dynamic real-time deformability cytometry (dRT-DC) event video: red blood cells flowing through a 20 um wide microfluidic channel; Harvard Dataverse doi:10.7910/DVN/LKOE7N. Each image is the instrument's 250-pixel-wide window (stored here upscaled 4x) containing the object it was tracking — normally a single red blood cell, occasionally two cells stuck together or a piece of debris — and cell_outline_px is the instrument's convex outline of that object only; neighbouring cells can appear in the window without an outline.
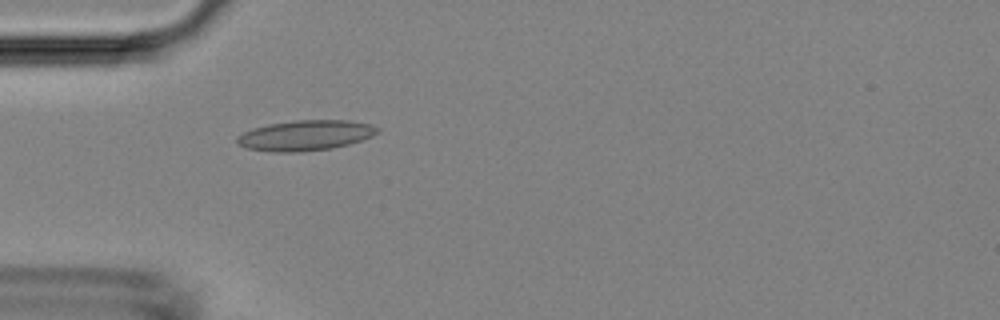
{"species": "Egyptian fruit bat (a non-hibernating species)", "species_latin": "Rousettus aegyptiacus", "temperature_condition": "room temperature", "stored_images_in_passage": 3, "camera_frame_rate_fps": 3000, "um_per_image_px": 0.085, "animal": {"sex": "female"}, "frame": {"image": 1, "passage_image": 3, "time_ms": 2.667, "image_size_px": [1000, 320], "cell_outline_px": [[380, 132], [372, 136], [348, 144], [332, 148], [304, 152], [272, 152], [244, 148], [236, 144], [236, 136], [252, 128], [268, 124], [296, 120], [348, 120], [372, 124], [380, 128]], "centroid_in_image_um": [25.94, 11.51], "position_along_channel_um": 59.1, "area_um2": 25.14}}